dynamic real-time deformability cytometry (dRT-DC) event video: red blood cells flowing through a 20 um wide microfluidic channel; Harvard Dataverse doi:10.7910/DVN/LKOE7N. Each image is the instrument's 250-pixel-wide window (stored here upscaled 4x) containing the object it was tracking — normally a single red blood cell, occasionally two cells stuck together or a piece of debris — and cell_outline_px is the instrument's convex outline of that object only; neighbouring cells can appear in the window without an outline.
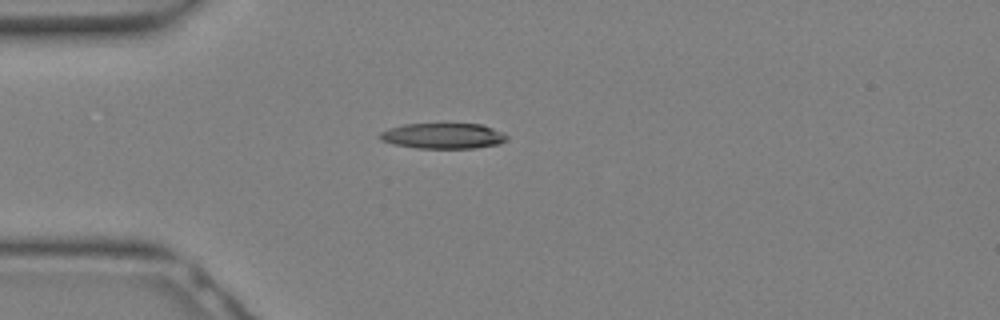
{"species": "Egyptian fruit bat (a non-hibernating species)", "species_latin": "Rousettus aegyptiacus", "temperature_condition": "warm", "stored_images_in_passage": 4, "camera_frame_rate_fps": 3000, "um_per_image_px": 0.085, "animal": {"sex": "female"}, "frame": {"image": 1, "passage_image": 1, "time_ms": 0.0, "image_size_px": [1000, 320], "cell_outline_px": [[508, 140], [500, 144], [476, 148], [416, 148], [396, 144], [380, 140], [376, 136], [380, 132], [388, 128], [404, 124], [480, 124], [504, 132], [508, 136]], "centroid_in_image_um": [37.67, 11.55], "position_along_channel_um": 47.3, "area_um2": 19.07}}
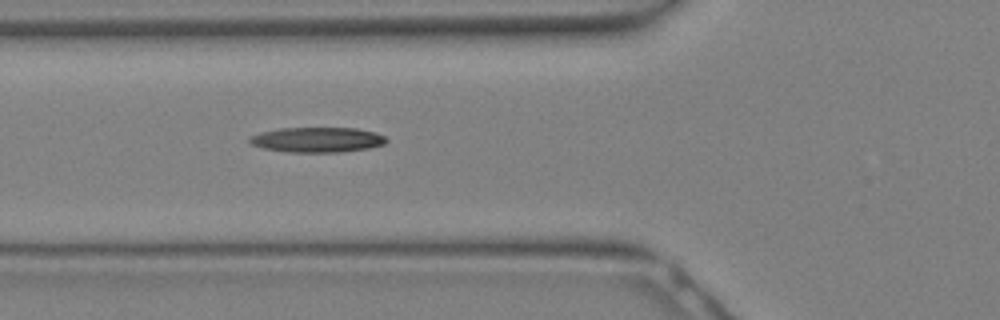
{"frame": {"image": 2, "passage_image": 4, "time_ms": 1.0, "image_size_px": [1000, 320], "cell_outline_px": [[388, 140], [384, 144], [368, 148], [340, 152], [284, 152], [264, 148], [252, 144], [248, 140], [248, 136], [260, 132], [280, 128], [356, 128], [376, 132], [384, 136]], "centroid_in_image_um": [26.95, 11.87], "position_along_channel_um": 98.9, "area_um2": 20.06}}